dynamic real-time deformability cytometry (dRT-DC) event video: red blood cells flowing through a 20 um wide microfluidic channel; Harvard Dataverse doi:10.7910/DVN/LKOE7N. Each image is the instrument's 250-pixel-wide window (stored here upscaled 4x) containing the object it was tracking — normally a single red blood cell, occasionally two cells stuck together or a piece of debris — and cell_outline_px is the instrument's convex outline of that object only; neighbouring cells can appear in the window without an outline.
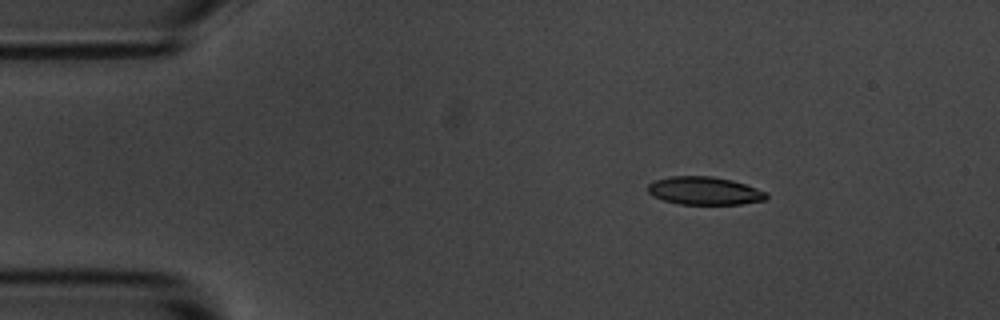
{"species": "common noctule bat (a hibernating species)", "species_latin": "Nyctalus noctula", "temperature_condition": "room temperature", "stored_images_in_passage": 3, "camera_frame_rate_fps": 3000, "um_per_image_px": 0.085, "animal": {"sex": "male", "body_mass_g": 20.1, "forearm_length_mm": 53.5}, "frame": {"image": 1, "passage_image": 1, "time_ms": 0.0, "image_size_px": [1000, 320], "cell_outline_px": [[768, 196], [764, 200], [740, 204], [680, 204], [664, 200], [652, 196], [648, 192], [648, 184], [656, 180], [668, 176], [712, 176], [732, 180], [756, 188], [764, 192]], "centroid_in_image_um": [59.84, 16.21], "position_along_channel_um": 25.2, "area_um2": 19.19}}